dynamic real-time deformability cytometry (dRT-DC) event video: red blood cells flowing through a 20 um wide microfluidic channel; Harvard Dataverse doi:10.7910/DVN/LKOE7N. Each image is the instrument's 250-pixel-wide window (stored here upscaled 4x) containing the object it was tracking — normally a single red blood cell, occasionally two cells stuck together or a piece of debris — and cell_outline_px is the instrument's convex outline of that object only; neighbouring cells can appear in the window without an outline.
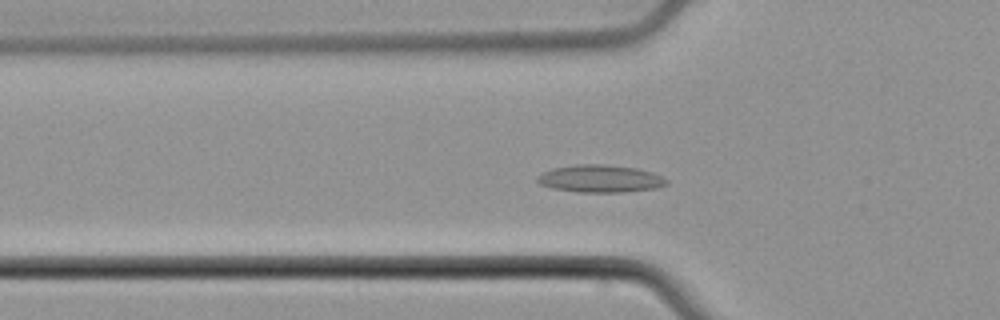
{"species": "common noctule bat (a hibernating species)", "species_latin": "Nyctalus noctula", "temperature_condition": "cold", "stored_images_in_passage": 42, "camera_frame_rate_fps": 3000, "um_per_image_px": 0.085, "animal": {"sex": "male", "body_mass_g": 21.5, "forearm_length_mm": 52.0}, "frame": {"image": 1, "passage_image": 15, "time_ms": 4.667, "image_size_px": [1000, 320], "cell_outline_px": [[668, 184], [656, 188], [620, 192], [580, 192], [552, 188], [540, 184], [536, 180], [536, 176], [552, 168], [576, 164], [604, 164], [636, 168], [652, 172], [668, 180]], "centroid_in_image_um": [51.0, 15.18], "position_along_channel_um": 74.8, "area_um2": 20.63}}
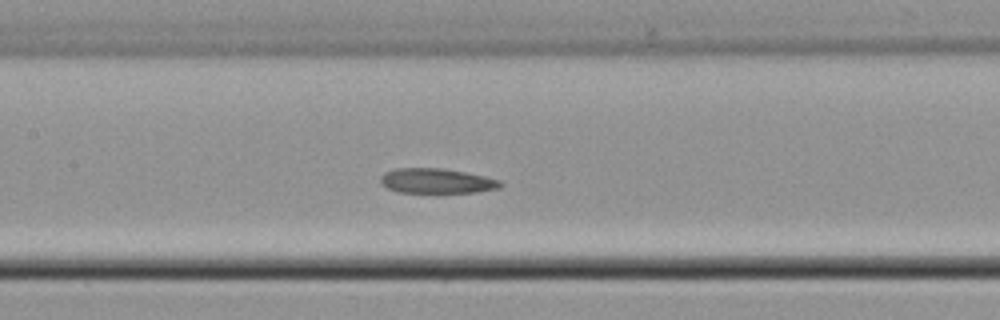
{"frame": {"image": 2, "passage_image": 22, "time_ms": 7.0, "image_size_px": [1000, 320], "cell_outline_px": [[504, 184], [500, 188], [476, 192], [396, 192], [380, 184], [380, 176], [384, 172], [396, 168], [444, 168], [484, 176], [500, 180]], "centroid_in_image_um": [37.09, 15.37], "position_along_channel_um": 170.3, "area_um2": 17.46}}
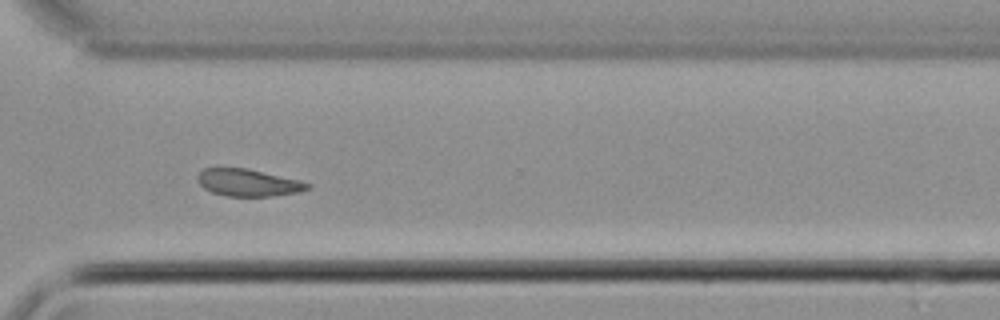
{"frame": {"image": 3, "passage_image": 35, "time_ms": 11.333, "image_size_px": [1000, 320], "cell_outline_px": [[312, 188], [300, 192], [272, 196], [224, 196], [212, 192], [204, 188], [196, 180], [196, 176], [204, 168], [248, 168], [300, 180], [312, 184]], "centroid_in_image_um": [21.12, 15.53], "position_along_channel_um": 349.5, "area_um2": 17.63}}